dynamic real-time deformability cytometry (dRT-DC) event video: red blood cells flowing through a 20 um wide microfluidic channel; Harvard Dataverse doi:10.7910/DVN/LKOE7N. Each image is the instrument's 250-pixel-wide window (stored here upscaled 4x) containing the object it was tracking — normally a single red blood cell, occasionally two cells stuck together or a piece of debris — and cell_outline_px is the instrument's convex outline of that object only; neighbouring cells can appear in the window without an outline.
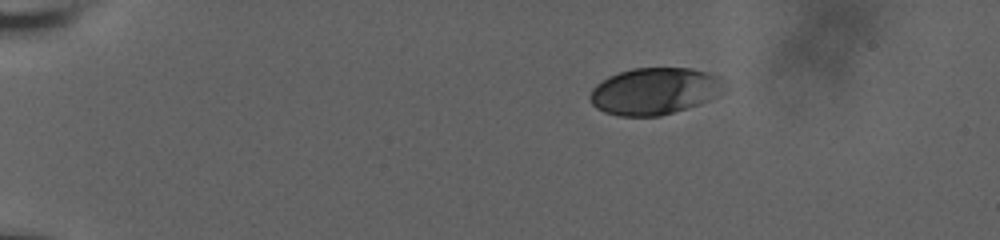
{"species": "human", "species_latin": "Homo sapiens", "temperature_condition": "room temperature", "stored_images_in_passage": 48, "camera_frame_rate_fps": 3000, "um_per_image_px": 0.085, "donor": {"sex": "male"}, "frame": {"image": 1, "passage_image": 1, "time_ms": 0.0, "image_size_px": [1000, 240], "cell_outline_px": [[724, 92], [720, 96], [700, 104], [660, 116], [620, 116], [604, 112], [596, 108], [592, 104], [588, 96], [592, 88], [596, 84], [608, 76], [632, 68], [692, 68], [708, 72], [720, 76], [724, 80]], "centroid_in_image_um": [55.67, 7.74], "position_along_channel_um": 29.3, "area_um2": 37.17}}
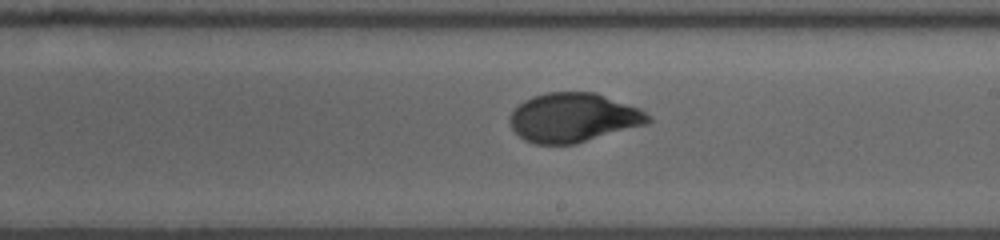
{"frame": {"image": 2, "passage_image": 26, "time_ms": 8.333, "image_size_px": [1000, 240], "cell_outline_px": [[652, 120], [648, 124], [572, 144], [536, 144], [524, 140], [512, 128], [508, 120], [512, 112], [524, 100], [532, 96], [548, 92], [596, 92], [640, 108], [652, 116]], "centroid_in_image_um": [48.76, 9.99], "position_along_channel_um": 240.2, "area_um2": 39.59}}
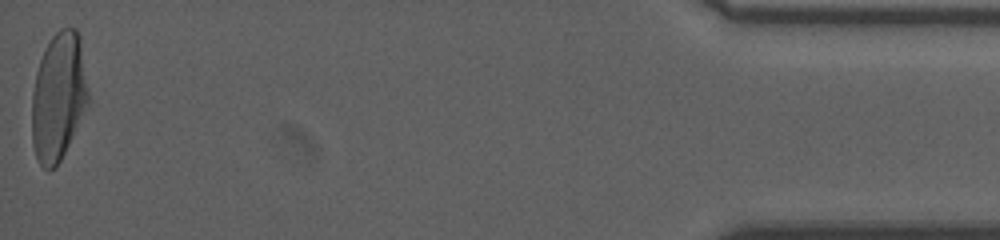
{"frame": {"image": 3, "passage_image": 48, "time_ms": 15.667, "image_size_px": [1000, 240], "cell_outline_px": [[88, 104], [56, 168], [48, 172], [36, 160], [32, 144], [32, 92], [36, 72], [40, 60], [52, 36], [60, 28], [76, 28], [80, 36], [88, 92]], "centroid_in_image_um": [4.95, 8.24], "position_along_channel_um": 430.3, "area_um2": 41.91}, "authors_computed_cell_mechanics": {"area_um2": 39.1017, "velocity_mm_per_s": 3.7274, "shape_relaxation_time_tau1_ms": 5.5869, "shape_relaxation_time_tau2_ms": null, "deformation_change_tau1": 0.1988, "deformation_change_tau2": null}}